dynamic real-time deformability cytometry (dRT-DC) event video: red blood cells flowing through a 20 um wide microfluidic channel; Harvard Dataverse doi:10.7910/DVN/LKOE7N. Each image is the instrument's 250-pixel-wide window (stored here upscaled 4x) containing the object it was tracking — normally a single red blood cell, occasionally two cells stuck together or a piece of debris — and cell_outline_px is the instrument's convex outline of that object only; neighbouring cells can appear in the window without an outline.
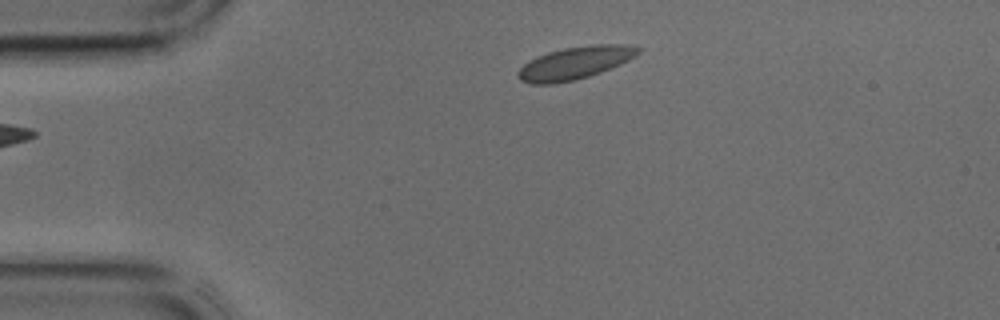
{"species": "common noctule bat (a hibernating species)", "species_latin": "Nyctalus noctula", "temperature_condition": "cold", "stored_images_in_passage": 36, "camera_frame_rate_fps": 3000, "um_per_image_px": 0.085, "animal": {"sex": "male", "body_mass_g": 17.9, "forearm_length_mm": 54.2}, "frame": {"image": 1, "passage_image": 1, "time_ms": 0.0, "image_size_px": [1000, 320], "cell_outline_px": [[640, 52], [636, 56], [620, 64], [600, 72], [576, 80], [556, 84], [532, 84], [520, 80], [516, 76], [516, 72], [528, 60], [536, 56], [548, 52], [564, 48], [592, 44], [628, 44], [640, 48]], "centroid_in_image_um": [48.84, 5.35], "position_along_channel_um": 36.2, "area_um2": 23.0}}
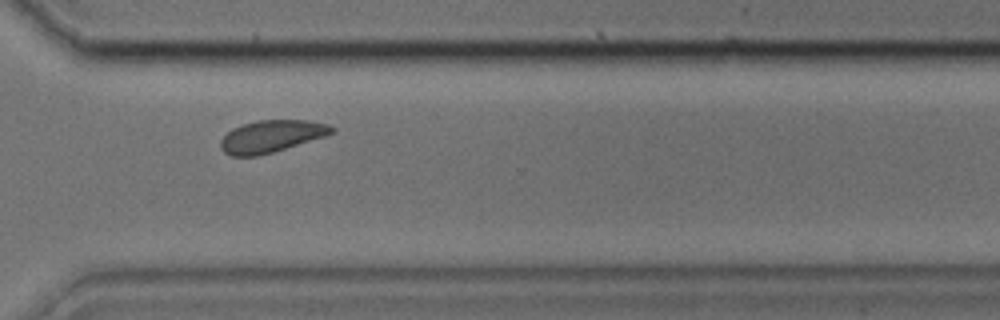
{"frame": {"image": 2, "passage_image": 24, "time_ms": 7.667, "image_size_px": [1000, 320], "cell_outline_px": [[336, 132], [324, 136], [272, 152], [256, 156], [232, 156], [224, 152], [220, 148], [220, 140], [232, 128], [256, 120], [308, 120], [328, 124], [336, 128]], "centroid_in_image_um": [23.06, 11.57], "position_along_channel_um": 347.5, "area_um2": 20.69}}
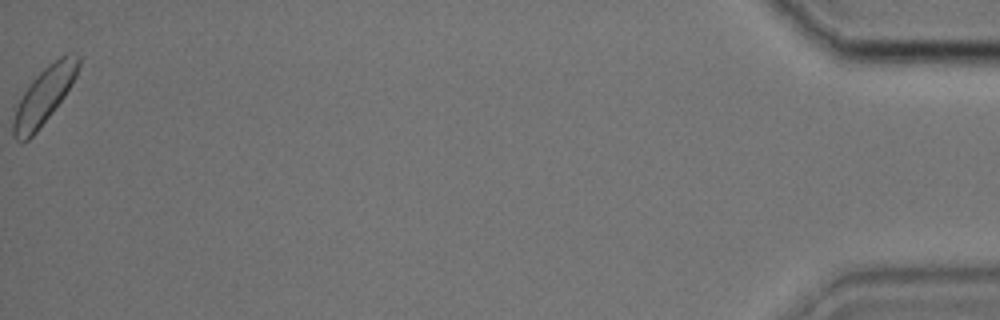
{"frame": {"image": 3, "passage_image": 36, "time_ms": 11.667, "image_size_px": [1000, 320], "cell_outline_px": [[80, 68], [76, 76], [64, 96], [52, 112], [36, 132], [28, 140], [16, 140], [12, 136], [12, 120], [16, 108], [24, 92], [32, 80], [44, 68], [60, 56], [68, 52], [76, 52], [80, 56]], "centroid_in_image_um": [3.76, 8.1], "position_along_channel_um": 431.4, "area_um2": 21.33}}